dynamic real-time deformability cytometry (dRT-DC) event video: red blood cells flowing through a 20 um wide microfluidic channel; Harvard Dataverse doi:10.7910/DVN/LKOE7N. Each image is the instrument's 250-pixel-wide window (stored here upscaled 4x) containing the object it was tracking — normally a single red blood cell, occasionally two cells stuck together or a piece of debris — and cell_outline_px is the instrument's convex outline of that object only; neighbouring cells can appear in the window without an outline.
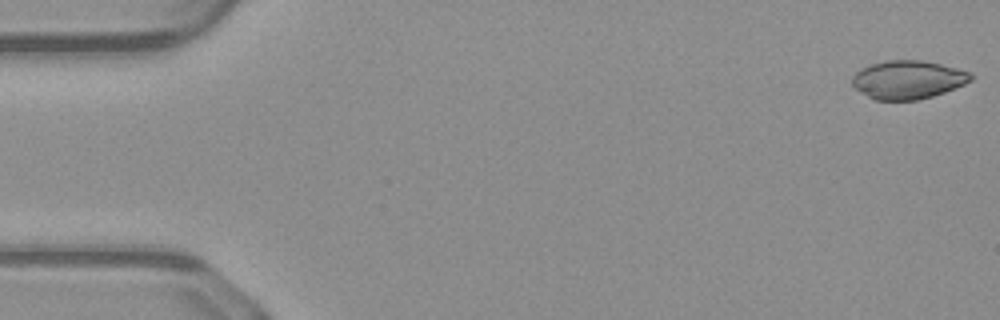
{"species": "common noctule bat (a hibernating species)", "species_latin": "Nyctalus noctula", "temperature_condition": "warm", "stored_images_in_passage": 50, "camera_frame_rate_fps": 3000, "um_per_image_px": 0.085, "animal": {"sex": "male", "body_mass_g": 23.1, "forearm_length_mm": 52.7}, "frame": {"image": 1, "passage_image": 1, "time_ms": 0.0, "image_size_px": [1000, 320], "cell_outline_px": [[976, 76], [972, 80], [964, 84], [944, 92], [932, 96], [916, 100], [876, 100], [868, 96], [856, 88], [852, 84], [852, 76], [860, 68], [872, 64], [888, 60], [920, 60], [940, 64], [972, 72]], "centroid_in_image_um": [77.2, 6.77], "position_along_channel_um": 7.8, "area_um2": 26.47}}
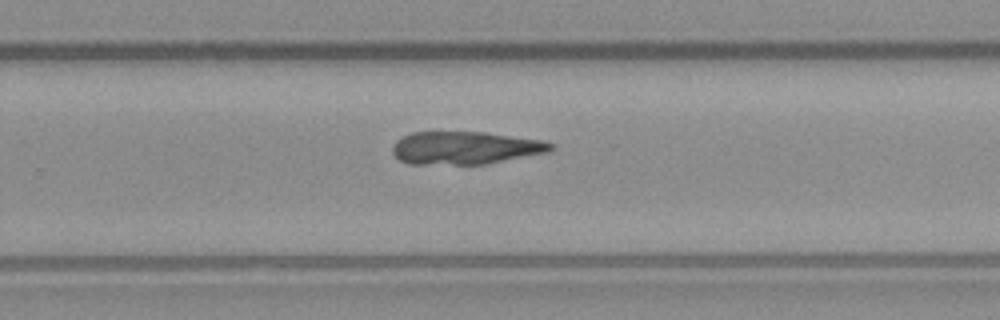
{"frame": {"image": 2, "passage_image": 32, "time_ms": 10.333, "image_size_px": [1000, 320], "cell_outline_px": [[556, 148], [548, 152], [488, 164], [408, 164], [400, 160], [392, 152], [392, 148], [396, 140], [412, 132], [484, 132], [544, 140], [556, 144]], "centroid_in_image_um": [39.59, 12.57], "position_along_channel_um": 290.2, "area_um2": 30.52}}
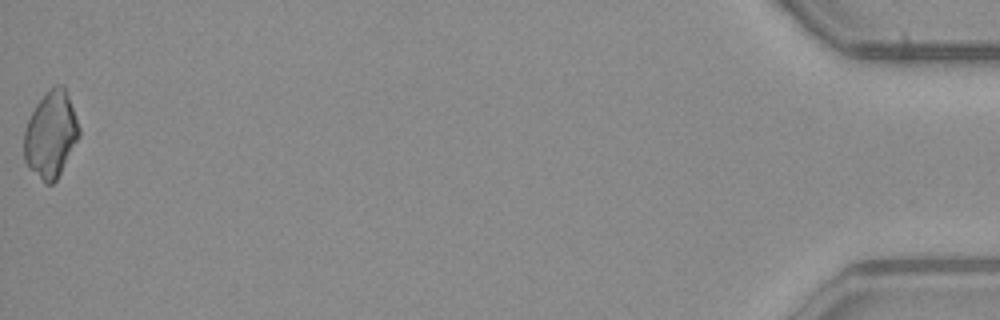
{"frame": {"image": 3, "passage_image": 50, "time_ms": 16.333, "image_size_px": [1000, 320], "cell_outline_px": [[80, 136], [56, 180], [52, 184], [44, 184], [28, 168], [24, 160], [24, 132], [28, 120], [36, 104], [56, 84], [64, 84], [80, 128]], "centroid_in_image_um": [4.31, 11.47], "position_along_channel_um": 430.9, "area_um2": 27.57}}